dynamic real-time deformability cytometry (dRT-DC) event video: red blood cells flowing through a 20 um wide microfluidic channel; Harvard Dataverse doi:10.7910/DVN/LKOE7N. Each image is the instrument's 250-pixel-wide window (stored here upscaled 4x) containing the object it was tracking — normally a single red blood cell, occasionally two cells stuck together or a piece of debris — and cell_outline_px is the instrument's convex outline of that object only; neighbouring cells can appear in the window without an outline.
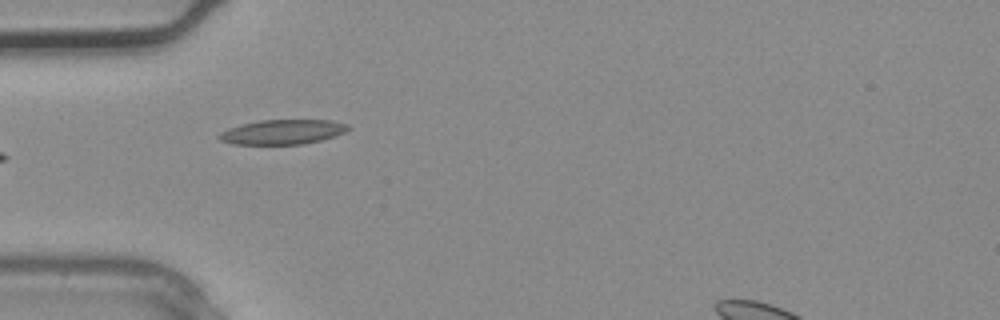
{"species": "common noctule bat (a hibernating species)", "species_latin": "Nyctalus noctula", "temperature_condition": "warm", "stored_images_in_passage": 4, "camera_frame_rate_fps": 3000, "um_per_image_px": 0.085, "animal": {"sex": "male", "body_mass_g": 20.4}, "frame": {"image": 1, "passage_image": 4, "time_ms": 1.0, "image_size_px": [1000, 320], "cell_outline_px": [[352, 128], [344, 132], [320, 140], [304, 144], [232, 144], [220, 140], [216, 136], [220, 132], [228, 128], [240, 124], [260, 120], [328, 120], [348, 124]], "centroid_in_image_um": [23.98, 11.21], "position_along_channel_um": 61.0, "area_um2": 18.55}}